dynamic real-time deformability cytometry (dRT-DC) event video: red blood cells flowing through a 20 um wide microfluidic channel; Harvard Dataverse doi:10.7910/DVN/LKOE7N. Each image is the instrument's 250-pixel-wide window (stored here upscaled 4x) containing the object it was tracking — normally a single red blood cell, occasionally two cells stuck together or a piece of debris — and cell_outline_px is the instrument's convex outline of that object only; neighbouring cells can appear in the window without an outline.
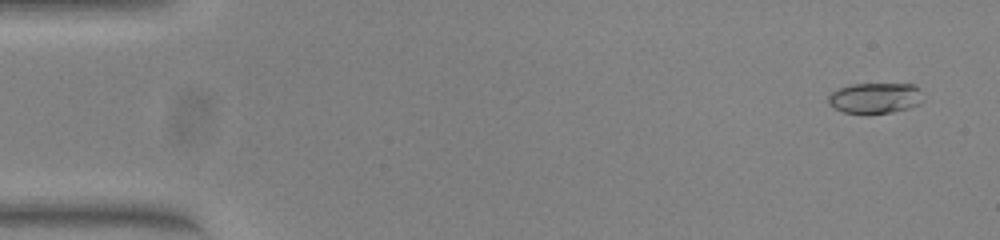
{"species": "common noctule bat (a hibernating species)", "species_latin": "Nyctalus noctula", "temperature_condition": "warm", "stored_images_in_passage": 54, "camera_frame_rate_fps": 3000, "um_per_image_px": 0.085, "animal": {"sex": "female", "body_mass_g": 23.0, "forearm_length_mm": 53.4}, "frame": {"image": 1, "passage_image": 3, "time_ms": 0.667, "image_size_px": [1000, 240], "cell_outline_px": [[924, 100], [920, 104], [908, 108], [892, 112], [868, 116], [844, 112], [828, 104], [828, 96], [832, 92], [840, 88], [852, 84], [912, 84], [916, 88]], "centroid_in_image_um": [74.36, 8.37], "position_along_channel_um": 10.6, "area_um2": 17.17}}
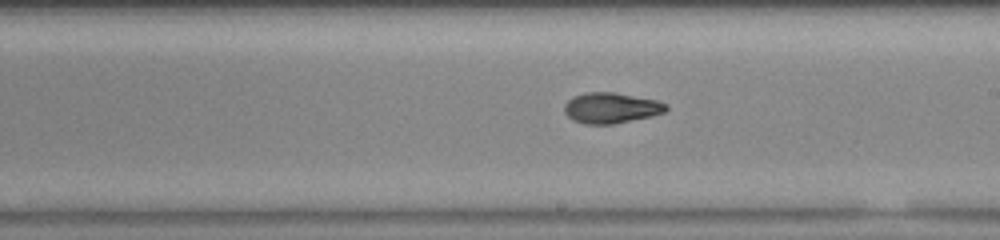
{"frame": {"image": 2, "passage_image": 31, "time_ms": 10.0, "image_size_px": [1000, 240], "cell_outline_px": [[668, 108], [664, 112], [652, 116], [612, 124], [584, 124], [572, 120], [564, 112], [564, 104], [572, 96], [584, 92], [616, 92], [656, 100], [668, 104]], "centroid_in_image_um": [51.92, 9.16], "position_along_channel_um": 237.1, "area_um2": 18.32}}
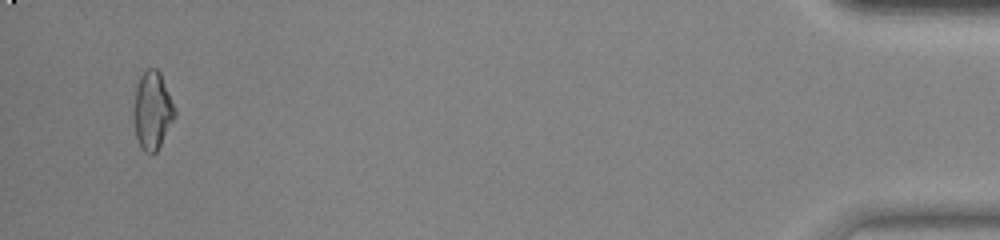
{"frame": {"image": 3, "passage_image": 52, "time_ms": 17.0, "image_size_px": [1000, 240], "cell_outline_px": [[176, 116], [156, 152], [152, 156], [144, 152], [140, 148], [136, 136], [132, 112], [136, 88], [140, 76], [148, 68], [156, 68], [160, 72], [176, 112]], "centroid_in_image_um": [12.93, 9.44], "position_along_channel_um": 422.3, "area_um2": 18.73}, "authors_computed_cell_mechanics": {"area_um2": 18.2359, "velocity_mm_per_s": 3.8443, "shape_relaxation_time_tau1_ms": null, "shape_relaxation_time_tau2_ms": 2.6678, "deformation_change_tau1": null, "deformation_change_tau2": 0.0714}}